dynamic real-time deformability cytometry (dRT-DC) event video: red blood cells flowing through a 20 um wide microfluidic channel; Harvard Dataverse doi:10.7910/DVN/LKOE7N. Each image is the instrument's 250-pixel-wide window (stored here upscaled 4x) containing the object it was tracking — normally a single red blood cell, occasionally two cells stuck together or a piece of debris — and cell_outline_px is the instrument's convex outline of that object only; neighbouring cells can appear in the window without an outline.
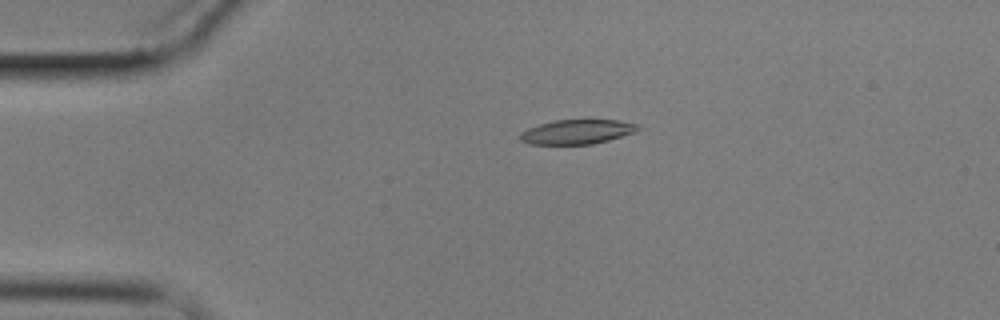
{"species": "common noctule bat (a hibernating species)", "species_latin": "Nyctalus noctula", "temperature_condition": "cold", "stored_images_in_passage": 3, "camera_frame_rate_fps": 3000, "um_per_image_px": 0.085, "animal": {"sex": "male", "body_mass_g": 17.9}, "frame": {"image": 1, "passage_image": 2, "time_ms": 2.0, "image_size_px": [1000, 320], "cell_outline_px": [[644, 128], [636, 132], [608, 140], [592, 144], [528, 144], [520, 140], [520, 132], [528, 128], [540, 124], [556, 120], [620, 120], [640, 124]], "centroid_in_image_um": [49.11, 11.2], "position_along_channel_um": 35.9, "area_um2": 16.94}}